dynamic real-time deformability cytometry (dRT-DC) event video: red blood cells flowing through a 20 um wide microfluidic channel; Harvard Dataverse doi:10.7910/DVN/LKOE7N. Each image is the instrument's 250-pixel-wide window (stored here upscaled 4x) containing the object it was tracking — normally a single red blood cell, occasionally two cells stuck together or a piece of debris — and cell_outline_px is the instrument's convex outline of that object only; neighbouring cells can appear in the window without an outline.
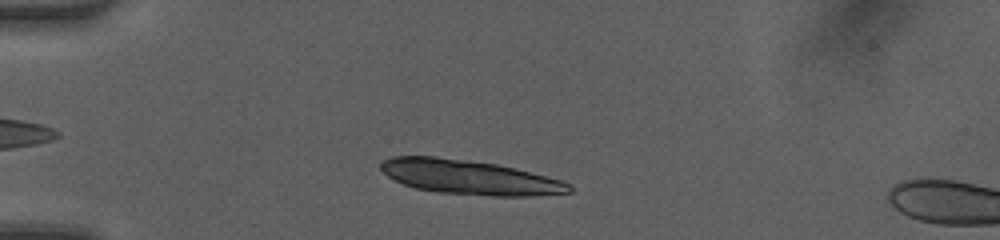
{"species": "human", "species_latin": "Homo sapiens", "temperature_condition": "room temperature", "stored_images_in_passage": 42, "camera_frame_rate_fps": 3000, "um_per_image_px": 0.085, "donor": {"sex": "female"}, "frame": {"image": 1, "passage_image": 6, "time_ms": 1.667, "image_size_px": [1000, 240], "cell_outline_px": [[572, 192], [528, 196], [492, 196], [440, 192], [416, 188], [404, 184], [388, 176], [380, 168], [380, 164], [384, 160], [392, 156], [436, 156], [496, 164], [560, 180], [568, 184], [572, 188]], "centroid_in_image_um": [39.86, 15.06], "position_along_channel_um": 45.1, "area_um2": 37.17}}
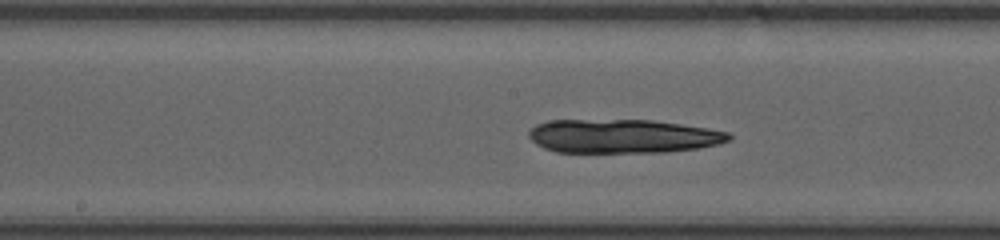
{"frame": {"image": 2, "passage_image": 19, "time_ms": 6.0, "image_size_px": [1000, 240], "cell_outline_px": [[732, 140], [700, 148], [664, 152], [556, 152], [544, 148], [536, 144], [528, 136], [528, 132], [536, 124], [548, 120], [652, 120], [708, 128], [728, 132], [732, 136]], "centroid_in_image_um": [52.94, 11.57], "position_along_channel_um": 195.3, "area_um2": 39.48}}
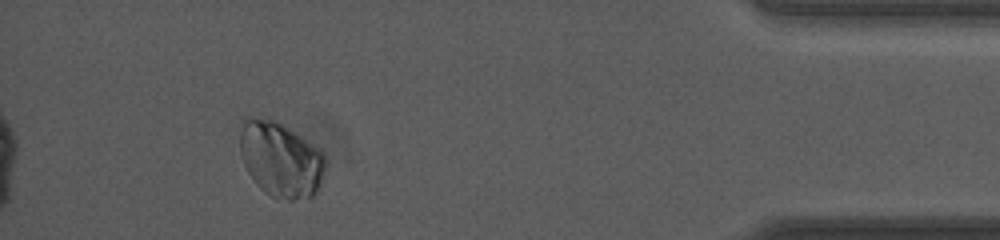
{"frame": {"image": 3, "passage_image": 38, "time_ms": 12.333, "image_size_px": [1000, 240], "cell_outline_px": [[328, 164], [320, 184], [316, 192], [312, 196], [292, 200], [276, 200], [264, 192], [256, 184], [248, 172], [240, 156], [240, 132], [244, 116], [260, 116], [276, 120], [324, 152], [328, 160]], "centroid_in_image_um": [23.86, 13.54], "position_along_channel_um": 411.3, "area_um2": 38.15}, "authors_computed_cell_mechanics": {"area_um2": 37.7723, "velocity_mm_per_s": 4.1771, "shape_relaxation_time_tau1_ms": 5.9951, "shape_relaxation_time_tau2_ms": 8.4996, "deformation_change_tau1": 0.1192, "deformation_change_tau2": 0.2764}}